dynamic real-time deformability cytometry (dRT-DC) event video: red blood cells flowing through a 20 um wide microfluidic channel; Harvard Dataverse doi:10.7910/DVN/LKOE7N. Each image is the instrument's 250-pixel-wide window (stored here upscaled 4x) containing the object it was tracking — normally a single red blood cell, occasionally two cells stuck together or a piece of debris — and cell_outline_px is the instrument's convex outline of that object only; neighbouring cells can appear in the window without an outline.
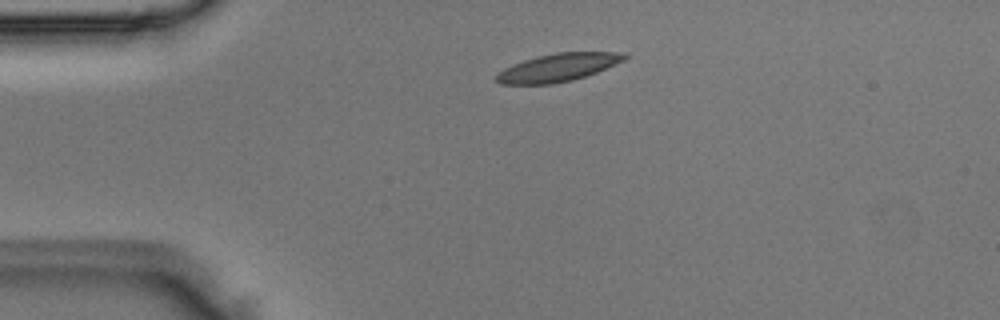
{"species": "Egyptian fruit bat (a non-hibernating species)", "species_latin": "Rousettus aegyptiacus", "temperature_condition": "room temperature", "stored_images_in_passage": 2, "camera_frame_rate_fps": 3000, "um_per_image_px": 0.085, "animal": {"sex": "male"}, "frame": {"image": 1, "passage_image": 2, "time_ms": 0.333, "image_size_px": [1000, 320], "cell_outline_px": [[628, 56], [624, 60], [596, 72], [572, 80], [552, 84], [500, 84], [496, 80], [496, 72], [512, 64], [536, 56], [556, 52], [628, 52]], "centroid_in_image_um": [47.41, 5.73], "position_along_channel_um": 37.6, "area_um2": 20.87}}